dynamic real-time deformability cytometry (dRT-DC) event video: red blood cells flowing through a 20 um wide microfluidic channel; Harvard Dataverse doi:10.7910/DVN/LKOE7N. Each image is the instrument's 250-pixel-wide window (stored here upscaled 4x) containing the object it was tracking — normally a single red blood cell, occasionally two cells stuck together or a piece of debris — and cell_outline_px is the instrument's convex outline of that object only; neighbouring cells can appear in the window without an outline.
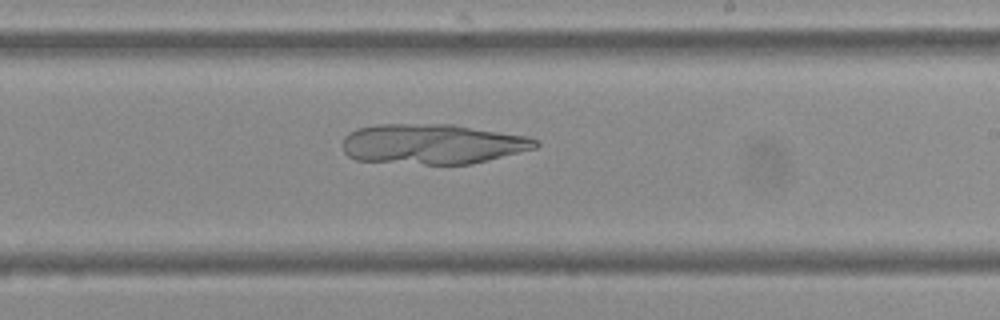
{"species": "Egyptian fruit bat (a non-hibernating species)", "species_latin": "Rousettus aegyptiacus", "temperature_condition": "cold", "stored_images_in_passage": 53, "camera_frame_rate_fps": 3000, "um_per_image_px": 0.085, "frame": {"image": 1, "passage_image": 31, "time_ms": 10.0, "image_size_px": [1000, 320], "cell_outline_px": [[540, 144], [536, 148], [472, 164], [424, 164], [356, 160], [348, 156], [344, 152], [340, 144], [344, 136], [348, 132], [356, 128], [376, 124], [452, 124], [528, 136], [540, 140]], "centroid_in_image_um": [36.73, 12.23], "position_along_channel_um": 252.3, "area_um2": 45.6}}